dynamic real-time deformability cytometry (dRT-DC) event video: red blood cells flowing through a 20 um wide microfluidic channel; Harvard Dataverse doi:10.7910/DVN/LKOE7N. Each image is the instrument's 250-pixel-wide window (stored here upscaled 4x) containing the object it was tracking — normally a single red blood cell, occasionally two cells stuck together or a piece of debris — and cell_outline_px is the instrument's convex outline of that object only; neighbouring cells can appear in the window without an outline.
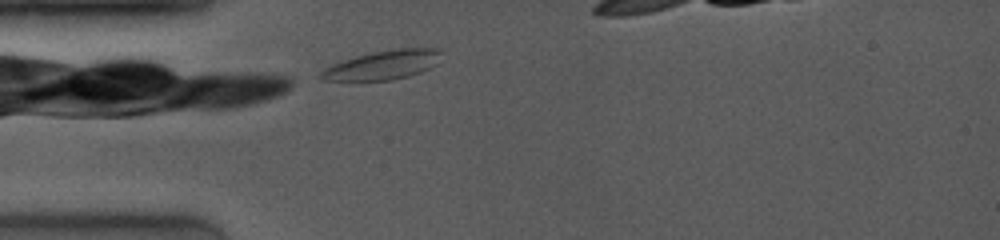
{"species": "common noctule bat (a hibernating species)", "species_latin": "Nyctalus noctula", "temperature_condition": "room temperature", "stored_images_in_passage": 43, "camera_frame_rate_fps": 4000, "um_per_image_px": 0.085, "animal": {"sex": "female", "body_mass_g": 19.0, "forearm_length_mm": 53.3}, "frame": {"image": 1, "passage_image": 1, "time_ms": 0.0, "image_size_px": [1000, 240], "cell_outline_px": [[440, 52], [436, 64], [420, 72], [408, 76], [392, 80], [324, 80], [316, 76], [324, 68], [332, 64], [356, 56], [372, 52], [396, 48], [440, 48]], "centroid_in_image_um": [32.51, 5.52], "position_along_channel_um": 52.5, "area_um2": 20.23}}
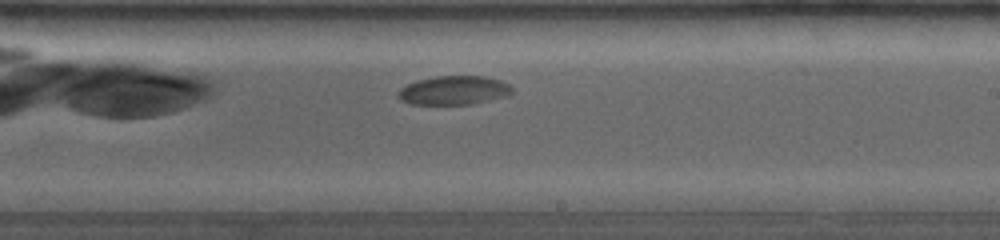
{"frame": {"image": 2, "passage_image": 24, "time_ms": 5.5, "image_size_px": [1000, 240], "cell_outline_px": [[512, 92], [508, 96], [472, 104], [408, 104], [400, 100], [396, 96], [396, 92], [400, 88], [416, 80], [436, 76], [484, 76], [500, 80], [508, 84], [512, 88]], "centroid_in_image_um": [38.54, 7.68], "position_along_channel_um": 250.5, "area_um2": 19.36}}
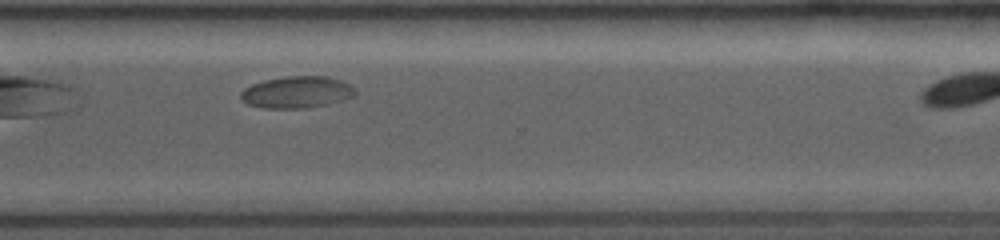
{"frame": {"image": 3, "passage_image": 37, "time_ms": 8.0, "image_size_px": [1000, 240], "cell_outline_px": [[356, 96], [328, 104], [308, 108], [260, 108], [248, 104], [240, 96], [240, 92], [244, 88], [252, 84], [264, 80], [284, 76], [324, 76], [340, 80], [352, 84], [356, 88]], "centroid_in_image_um": [25.26, 7.83], "position_along_channel_um": 345.3, "area_um2": 21.44}}